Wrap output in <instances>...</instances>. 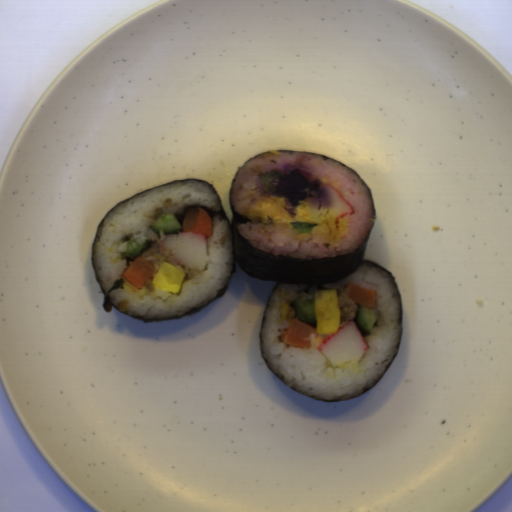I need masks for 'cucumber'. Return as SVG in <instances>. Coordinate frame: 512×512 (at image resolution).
I'll return each instance as SVG.
<instances>
[{"label":"cucumber","mask_w":512,"mask_h":512,"mask_svg":"<svg viewBox=\"0 0 512 512\" xmlns=\"http://www.w3.org/2000/svg\"><path fill=\"white\" fill-rule=\"evenodd\" d=\"M295 311L299 320L310 324H316L315 294H307L289 305Z\"/></svg>","instance_id":"cucumber-1"},{"label":"cucumber","mask_w":512,"mask_h":512,"mask_svg":"<svg viewBox=\"0 0 512 512\" xmlns=\"http://www.w3.org/2000/svg\"><path fill=\"white\" fill-rule=\"evenodd\" d=\"M291 227L294 229L295 233L298 234H311L313 233V228L319 226L318 224H315L313 222H301L296 221L292 224H290Z\"/></svg>","instance_id":"cucumber-5"},{"label":"cucumber","mask_w":512,"mask_h":512,"mask_svg":"<svg viewBox=\"0 0 512 512\" xmlns=\"http://www.w3.org/2000/svg\"><path fill=\"white\" fill-rule=\"evenodd\" d=\"M283 175L279 171L270 170L267 173H260L258 179L261 181L263 191L268 194L276 193V182L280 180Z\"/></svg>","instance_id":"cucumber-4"},{"label":"cucumber","mask_w":512,"mask_h":512,"mask_svg":"<svg viewBox=\"0 0 512 512\" xmlns=\"http://www.w3.org/2000/svg\"><path fill=\"white\" fill-rule=\"evenodd\" d=\"M376 320L377 310L375 308H368L358 303L354 322L363 337L372 335V329Z\"/></svg>","instance_id":"cucumber-2"},{"label":"cucumber","mask_w":512,"mask_h":512,"mask_svg":"<svg viewBox=\"0 0 512 512\" xmlns=\"http://www.w3.org/2000/svg\"><path fill=\"white\" fill-rule=\"evenodd\" d=\"M152 231L159 234L160 231H163V234H171L175 232H180L182 227L177 221L176 217L173 213H164L157 220L149 226Z\"/></svg>","instance_id":"cucumber-3"},{"label":"cucumber","mask_w":512,"mask_h":512,"mask_svg":"<svg viewBox=\"0 0 512 512\" xmlns=\"http://www.w3.org/2000/svg\"><path fill=\"white\" fill-rule=\"evenodd\" d=\"M145 245H146V243L145 244L137 243L136 239L133 238L132 240L127 242L126 249L123 253H121V255L131 257V256H136L138 254H141L145 248Z\"/></svg>","instance_id":"cucumber-6"}]
</instances>
